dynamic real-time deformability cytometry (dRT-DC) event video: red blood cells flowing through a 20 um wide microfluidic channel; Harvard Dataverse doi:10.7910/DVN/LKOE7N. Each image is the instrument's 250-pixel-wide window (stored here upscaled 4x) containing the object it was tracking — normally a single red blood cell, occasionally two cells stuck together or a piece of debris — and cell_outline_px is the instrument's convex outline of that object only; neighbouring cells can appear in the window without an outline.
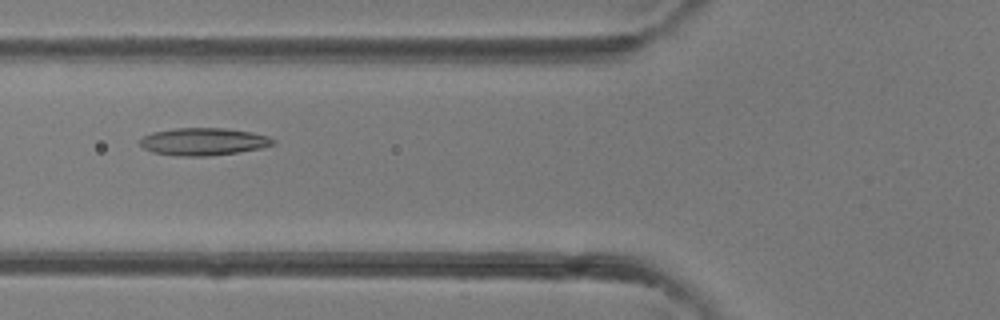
{"species": "common noctule bat (a hibernating species)", "species_latin": "Nyctalus noctula", "temperature_condition": "room temperature", "stored_images_in_passage": 41, "camera_frame_rate_fps": 3000, "um_per_image_px": 0.085, "animal": {"sex": "female"}, "frame": {"image": 1, "passage_image": 16, "time_ms": 5.0, "image_size_px": [1000, 320], "cell_outline_px": [[276, 144], [260, 148], [236, 152], [208, 156], [176, 156], [152, 152], [144, 148], [140, 144], [140, 140], [144, 136], [152, 132], [176, 128], [224, 128], [252, 132], [268, 136], [276, 140]], "centroid_in_image_um": [17.3, 12.03], "position_along_channel_um": 108.5, "area_um2": 21.27}}
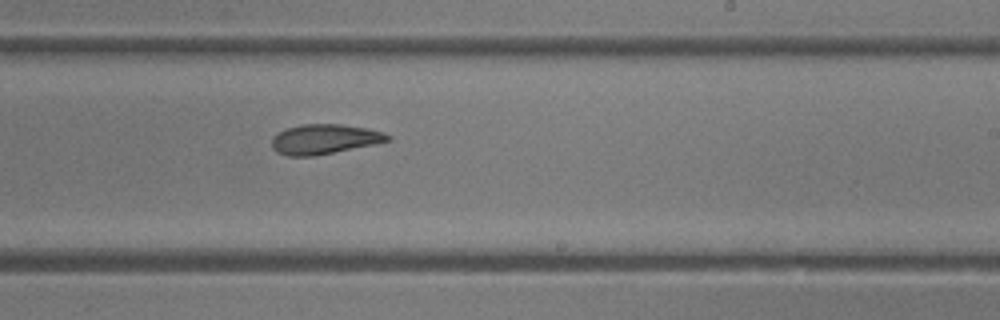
{"frame": {"image": 2, "passage_image": 25, "time_ms": 8.0, "image_size_px": [1000, 320], "cell_outline_px": [[392, 140], [376, 144], [312, 156], [288, 156], [276, 152], [272, 148], [272, 136], [276, 132], [300, 124], [340, 124], [364, 128], [384, 132], [392, 136]], "centroid_in_image_um": [27.56, 11.83], "position_along_channel_um": 261.4, "area_um2": 20.23}}
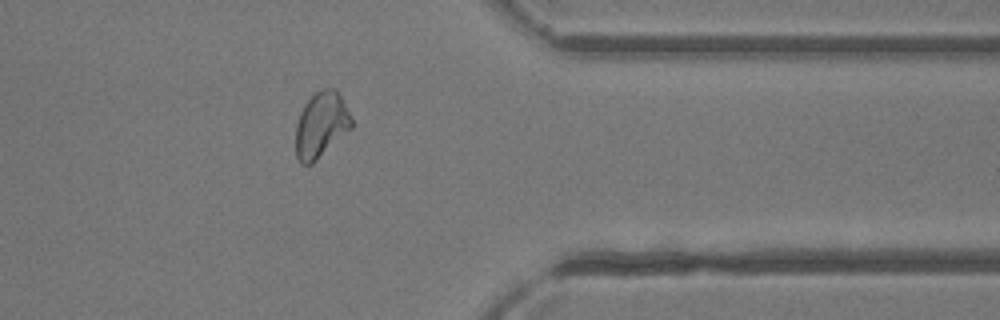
{"frame": {"image": 3, "passage_image": 33, "time_ms": 10.667, "image_size_px": [1000, 320], "cell_outline_px": [[352, 128], [312, 164], [300, 164], [296, 156], [296, 124], [300, 112], [304, 104], [320, 88], [336, 88], [352, 120]], "centroid_in_image_um": [27.28, 10.62], "position_along_channel_um": 384.1, "area_um2": 21.21}}